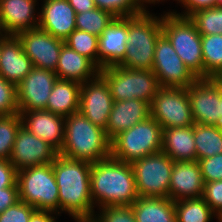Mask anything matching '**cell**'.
I'll list each match as a JSON object with an SVG mask.
<instances>
[{
  "mask_svg": "<svg viewBox=\"0 0 222 222\" xmlns=\"http://www.w3.org/2000/svg\"><path fill=\"white\" fill-rule=\"evenodd\" d=\"M128 17H114L98 40V67L118 65L125 57Z\"/></svg>",
  "mask_w": 222,
  "mask_h": 222,
  "instance_id": "obj_17",
  "label": "cell"
},
{
  "mask_svg": "<svg viewBox=\"0 0 222 222\" xmlns=\"http://www.w3.org/2000/svg\"><path fill=\"white\" fill-rule=\"evenodd\" d=\"M77 222H97L94 217L91 218H75Z\"/></svg>",
  "mask_w": 222,
  "mask_h": 222,
  "instance_id": "obj_46",
  "label": "cell"
},
{
  "mask_svg": "<svg viewBox=\"0 0 222 222\" xmlns=\"http://www.w3.org/2000/svg\"><path fill=\"white\" fill-rule=\"evenodd\" d=\"M3 33H5V32H4L2 25L0 23V38L4 35Z\"/></svg>",
  "mask_w": 222,
  "mask_h": 222,
  "instance_id": "obj_50",
  "label": "cell"
},
{
  "mask_svg": "<svg viewBox=\"0 0 222 222\" xmlns=\"http://www.w3.org/2000/svg\"><path fill=\"white\" fill-rule=\"evenodd\" d=\"M17 182V170L9 160H0V189L12 187Z\"/></svg>",
  "mask_w": 222,
  "mask_h": 222,
  "instance_id": "obj_41",
  "label": "cell"
},
{
  "mask_svg": "<svg viewBox=\"0 0 222 222\" xmlns=\"http://www.w3.org/2000/svg\"><path fill=\"white\" fill-rule=\"evenodd\" d=\"M80 89L81 84L78 82L57 79L45 110L64 117L78 112Z\"/></svg>",
  "mask_w": 222,
  "mask_h": 222,
  "instance_id": "obj_26",
  "label": "cell"
},
{
  "mask_svg": "<svg viewBox=\"0 0 222 222\" xmlns=\"http://www.w3.org/2000/svg\"><path fill=\"white\" fill-rule=\"evenodd\" d=\"M203 78H222V34L201 35Z\"/></svg>",
  "mask_w": 222,
  "mask_h": 222,
  "instance_id": "obj_29",
  "label": "cell"
},
{
  "mask_svg": "<svg viewBox=\"0 0 222 222\" xmlns=\"http://www.w3.org/2000/svg\"><path fill=\"white\" fill-rule=\"evenodd\" d=\"M57 155L58 152L46 141L31 134L21 125L9 161L17 171H20L37 165L50 164Z\"/></svg>",
  "mask_w": 222,
  "mask_h": 222,
  "instance_id": "obj_15",
  "label": "cell"
},
{
  "mask_svg": "<svg viewBox=\"0 0 222 222\" xmlns=\"http://www.w3.org/2000/svg\"><path fill=\"white\" fill-rule=\"evenodd\" d=\"M202 198L218 216L222 212V180L204 183Z\"/></svg>",
  "mask_w": 222,
  "mask_h": 222,
  "instance_id": "obj_40",
  "label": "cell"
},
{
  "mask_svg": "<svg viewBox=\"0 0 222 222\" xmlns=\"http://www.w3.org/2000/svg\"><path fill=\"white\" fill-rule=\"evenodd\" d=\"M162 34V16L160 18L146 11L128 17L127 49L118 66L133 70H152L155 46Z\"/></svg>",
  "mask_w": 222,
  "mask_h": 222,
  "instance_id": "obj_4",
  "label": "cell"
},
{
  "mask_svg": "<svg viewBox=\"0 0 222 222\" xmlns=\"http://www.w3.org/2000/svg\"><path fill=\"white\" fill-rule=\"evenodd\" d=\"M150 116V104L141 99L114 101L105 133L111 140Z\"/></svg>",
  "mask_w": 222,
  "mask_h": 222,
  "instance_id": "obj_23",
  "label": "cell"
},
{
  "mask_svg": "<svg viewBox=\"0 0 222 222\" xmlns=\"http://www.w3.org/2000/svg\"><path fill=\"white\" fill-rule=\"evenodd\" d=\"M19 113L16 86L0 76V116Z\"/></svg>",
  "mask_w": 222,
  "mask_h": 222,
  "instance_id": "obj_36",
  "label": "cell"
},
{
  "mask_svg": "<svg viewBox=\"0 0 222 222\" xmlns=\"http://www.w3.org/2000/svg\"><path fill=\"white\" fill-rule=\"evenodd\" d=\"M19 192L17 183L12 187L0 189V214L8 207L15 205L19 202Z\"/></svg>",
  "mask_w": 222,
  "mask_h": 222,
  "instance_id": "obj_43",
  "label": "cell"
},
{
  "mask_svg": "<svg viewBox=\"0 0 222 222\" xmlns=\"http://www.w3.org/2000/svg\"><path fill=\"white\" fill-rule=\"evenodd\" d=\"M113 103L110 88L100 74L81 84L79 112L94 125L106 128Z\"/></svg>",
  "mask_w": 222,
  "mask_h": 222,
  "instance_id": "obj_14",
  "label": "cell"
},
{
  "mask_svg": "<svg viewBox=\"0 0 222 222\" xmlns=\"http://www.w3.org/2000/svg\"><path fill=\"white\" fill-rule=\"evenodd\" d=\"M100 214L95 217L97 222H136L131 206H105L100 207ZM100 215V216H99Z\"/></svg>",
  "mask_w": 222,
  "mask_h": 222,
  "instance_id": "obj_37",
  "label": "cell"
},
{
  "mask_svg": "<svg viewBox=\"0 0 222 222\" xmlns=\"http://www.w3.org/2000/svg\"><path fill=\"white\" fill-rule=\"evenodd\" d=\"M38 27L65 40L76 29V12L68 0H44Z\"/></svg>",
  "mask_w": 222,
  "mask_h": 222,
  "instance_id": "obj_20",
  "label": "cell"
},
{
  "mask_svg": "<svg viewBox=\"0 0 222 222\" xmlns=\"http://www.w3.org/2000/svg\"><path fill=\"white\" fill-rule=\"evenodd\" d=\"M162 33L177 55L197 78H203L201 35L194 22L185 16L167 12L162 16Z\"/></svg>",
  "mask_w": 222,
  "mask_h": 222,
  "instance_id": "obj_6",
  "label": "cell"
},
{
  "mask_svg": "<svg viewBox=\"0 0 222 222\" xmlns=\"http://www.w3.org/2000/svg\"><path fill=\"white\" fill-rule=\"evenodd\" d=\"M33 68L34 65L25 54L18 37L10 35L2 44L0 76L17 86Z\"/></svg>",
  "mask_w": 222,
  "mask_h": 222,
  "instance_id": "obj_22",
  "label": "cell"
},
{
  "mask_svg": "<svg viewBox=\"0 0 222 222\" xmlns=\"http://www.w3.org/2000/svg\"><path fill=\"white\" fill-rule=\"evenodd\" d=\"M162 149V127L151 116L111 139L110 156L132 163Z\"/></svg>",
  "mask_w": 222,
  "mask_h": 222,
  "instance_id": "obj_5",
  "label": "cell"
},
{
  "mask_svg": "<svg viewBox=\"0 0 222 222\" xmlns=\"http://www.w3.org/2000/svg\"><path fill=\"white\" fill-rule=\"evenodd\" d=\"M204 181L197 160L175 161L171 173L168 198L172 201L203 196Z\"/></svg>",
  "mask_w": 222,
  "mask_h": 222,
  "instance_id": "obj_19",
  "label": "cell"
},
{
  "mask_svg": "<svg viewBox=\"0 0 222 222\" xmlns=\"http://www.w3.org/2000/svg\"><path fill=\"white\" fill-rule=\"evenodd\" d=\"M52 168L58 185L59 214L65 211L73 219L93 217L91 163L58 154L52 162Z\"/></svg>",
  "mask_w": 222,
  "mask_h": 222,
  "instance_id": "obj_1",
  "label": "cell"
},
{
  "mask_svg": "<svg viewBox=\"0 0 222 222\" xmlns=\"http://www.w3.org/2000/svg\"><path fill=\"white\" fill-rule=\"evenodd\" d=\"M114 101L141 99L150 105L160 88L152 70H133L118 65L100 69Z\"/></svg>",
  "mask_w": 222,
  "mask_h": 222,
  "instance_id": "obj_8",
  "label": "cell"
},
{
  "mask_svg": "<svg viewBox=\"0 0 222 222\" xmlns=\"http://www.w3.org/2000/svg\"><path fill=\"white\" fill-rule=\"evenodd\" d=\"M57 79L55 71L34 67L16 86L19 111L46 109L52 87Z\"/></svg>",
  "mask_w": 222,
  "mask_h": 222,
  "instance_id": "obj_16",
  "label": "cell"
},
{
  "mask_svg": "<svg viewBox=\"0 0 222 222\" xmlns=\"http://www.w3.org/2000/svg\"><path fill=\"white\" fill-rule=\"evenodd\" d=\"M189 18L200 35L222 34V6L197 10Z\"/></svg>",
  "mask_w": 222,
  "mask_h": 222,
  "instance_id": "obj_32",
  "label": "cell"
},
{
  "mask_svg": "<svg viewBox=\"0 0 222 222\" xmlns=\"http://www.w3.org/2000/svg\"><path fill=\"white\" fill-rule=\"evenodd\" d=\"M16 36L34 67L56 70L61 48L65 44L64 40L52 36L39 27L22 31Z\"/></svg>",
  "mask_w": 222,
  "mask_h": 222,
  "instance_id": "obj_13",
  "label": "cell"
},
{
  "mask_svg": "<svg viewBox=\"0 0 222 222\" xmlns=\"http://www.w3.org/2000/svg\"><path fill=\"white\" fill-rule=\"evenodd\" d=\"M52 214H57L56 212L49 211V210H35L29 222H56L55 217Z\"/></svg>",
  "mask_w": 222,
  "mask_h": 222,
  "instance_id": "obj_44",
  "label": "cell"
},
{
  "mask_svg": "<svg viewBox=\"0 0 222 222\" xmlns=\"http://www.w3.org/2000/svg\"><path fill=\"white\" fill-rule=\"evenodd\" d=\"M196 160L222 153V127L194 124Z\"/></svg>",
  "mask_w": 222,
  "mask_h": 222,
  "instance_id": "obj_28",
  "label": "cell"
},
{
  "mask_svg": "<svg viewBox=\"0 0 222 222\" xmlns=\"http://www.w3.org/2000/svg\"><path fill=\"white\" fill-rule=\"evenodd\" d=\"M110 142L105 129L94 125L78 111L65 117L64 140L58 154L95 163L110 156Z\"/></svg>",
  "mask_w": 222,
  "mask_h": 222,
  "instance_id": "obj_3",
  "label": "cell"
},
{
  "mask_svg": "<svg viewBox=\"0 0 222 222\" xmlns=\"http://www.w3.org/2000/svg\"><path fill=\"white\" fill-rule=\"evenodd\" d=\"M156 1H157V3L160 2V0H139L140 4H141L143 7H145V6H144V5H145L144 3H146V4H147V3H150V4L153 3V4H155ZM161 1H163V0H161Z\"/></svg>",
  "mask_w": 222,
  "mask_h": 222,
  "instance_id": "obj_48",
  "label": "cell"
},
{
  "mask_svg": "<svg viewBox=\"0 0 222 222\" xmlns=\"http://www.w3.org/2000/svg\"><path fill=\"white\" fill-rule=\"evenodd\" d=\"M174 162L162 151L132 162L138 196L168 198Z\"/></svg>",
  "mask_w": 222,
  "mask_h": 222,
  "instance_id": "obj_9",
  "label": "cell"
},
{
  "mask_svg": "<svg viewBox=\"0 0 222 222\" xmlns=\"http://www.w3.org/2000/svg\"><path fill=\"white\" fill-rule=\"evenodd\" d=\"M131 207L136 222H176L175 201L169 198L138 197Z\"/></svg>",
  "mask_w": 222,
  "mask_h": 222,
  "instance_id": "obj_27",
  "label": "cell"
},
{
  "mask_svg": "<svg viewBox=\"0 0 222 222\" xmlns=\"http://www.w3.org/2000/svg\"><path fill=\"white\" fill-rule=\"evenodd\" d=\"M19 200L36 210H49L59 215V192L52 163L17 171Z\"/></svg>",
  "mask_w": 222,
  "mask_h": 222,
  "instance_id": "obj_7",
  "label": "cell"
},
{
  "mask_svg": "<svg viewBox=\"0 0 222 222\" xmlns=\"http://www.w3.org/2000/svg\"><path fill=\"white\" fill-rule=\"evenodd\" d=\"M152 71L160 87L188 88L197 80L164 34L155 46Z\"/></svg>",
  "mask_w": 222,
  "mask_h": 222,
  "instance_id": "obj_11",
  "label": "cell"
},
{
  "mask_svg": "<svg viewBox=\"0 0 222 222\" xmlns=\"http://www.w3.org/2000/svg\"><path fill=\"white\" fill-rule=\"evenodd\" d=\"M204 183L222 180V153L198 160Z\"/></svg>",
  "mask_w": 222,
  "mask_h": 222,
  "instance_id": "obj_38",
  "label": "cell"
},
{
  "mask_svg": "<svg viewBox=\"0 0 222 222\" xmlns=\"http://www.w3.org/2000/svg\"><path fill=\"white\" fill-rule=\"evenodd\" d=\"M96 8L110 12L114 17H133L146 12L139 0H94Z\"/></svg>",
  "mask_w": 222,
  "mask_h": 222,
  "instance_id": "obj_35",
  "label": "cell"
},
{
  "mask_svg": "<svg viewBox=\"0 0 222 222\" xmlns=\"http://www.w3.org/2000/svg\"><path fill=\"white\" fill-rule=\"evenodd\" d=\"M173 161L196 160L194 125L162 129V149Z\"/></svg>",
  "mask_w": 222,
  "mask_h": 222,
  "instance_id": "obj_25",
  "label": "cell"
},
{
  "mask_svg": "<svg viewBox=\"0 0 222 222\" xmlns=\"http://www.w3.org/2000/svg\"><path fill=\"white\" fill-rule=\"evenodd\" d=\"M183 7L186 8L183 13L171 12L180 16L189 17L192 13L197 10L212 8L217 6V0H177Z\"/></svg>",
  "mask_w": 222,
  "mask_h": 222,
  "instance_id": "obj_42",
  "label": "cell"
},
{
  "mask_svg": "<svg viewBox=\"0 0 222 222\" xmlns=\"http://www.w3.org/2000/svg\"><path fill=\"white\" fill-rule=\"evenodd\" d=\"M55 74L59 80L83 84L97 77L100 74V68L91 59L64 44L61 48Z\"/></svg>",
  "mask_w": 222,
  "mask_h": 222,
  "instance_id": "obj_24",
  "label": "cell"
},
{
  "mask_svg": "<svg viewBox=\"0 0 222 222\" xmlns=\"http://www.w3.org/2000/svg\"><path fill=\"white\" fill-rule=\"evenodd\" d=\"M90 185L92 202L98 208L131 206L139 197L131 164L111 156L91 163Z\"/></svg>",
  "mask_w": 222,
  "mask_h": 222,
  "instance_id": "obj_2",
  "label": "cell"
},
{
  "mask_svg": "<svg viewBox=\"0 0 222 222\" xmlns=\"http://www.w3.org/2000/svg\"><path fill=\"white\" fill-rule=\"evenodd\" d=\"M22 125L19 113L10 116H0V160H9L16 134Z\"/></svg>",
  "mask_w": 222,
  "mask_h": 222,
  "instance_id": "obj_34",
  "label": "cell"
},
{
  "mask_svg": "<svg viewBox=\"0 0 222 222\" xmlns=\"http://www.w3.org/2000/svg\"><path fill=\"white\" fill-rule=\"evenodd\" d=\"M37 0H0V23L8 35L37 28L39 16L35 17Z\"/></svg>",
  "mask_w": 222,
  "mask_h": 222,
  "instance_id": "obj_21",
  "label": "cell"
},
{
  "mask_svg": "<svg viewBox=\"0 0 222 222\" xmlns=\"http://www.w3.org/2000/svg\"><path fill=\"white\" fill-rule=\"evenodd\" d=\"M10 35L4 33V35L0 38V53H1V49H2V44L3 42L9 37Z\"/></svg>",
  "mask_w": 222,
  "mask_h": 222,
  "instance_id": "obj_49",
  "label": "cell"
},
{
  "mask_svg": "<svg viewBox=\"0 0 222 222\" xmlns=\"http://www.w3.org/2000/svg\"><path fill=\"white\" fill-rule=\"evenodd\" d=\"M176 222H210L217 215L202 197L175 201Z\"/></svg>",
  "mask_w": 222,
  "mask_h": 222,
  "instance_id": "obj_30",
  "label": "cell"
},
{
  "mask_svg": "<svg viewBox=\"0 0 222 222\" xmlns=\"http://www.w3.org/2000/svg\"><path fill=\"white\" fill-rule=\"evenodd\" d=\"M220 105H221L220 127H222V79L221 78H220Z\"/></svg>",
  "mask_w": 222,
  "mask_h": 222,
  "instance_id": "obj_47",
  "label": "cell"
},
{
  "mask_svg": "<svg viewBox=\"0 0 222 222\" xmlns=\"http://www.w3.org/2000/svg\"><path fill=\"white\" fill-rule=\"evenodd\" d=\"M219 222H222V212L217 216Z\"/></svg>",
  "mask_w": 222,
  "mask_h": 222,
  "instance_id": "obj_51",
  "label": "cell"
},
{
  "mask_svg": "<svg viewBox=\"0 0 222 222\" xmlns=\"http://www.w3.org/2000/svg\"><path fill=\"white\" fill-rule=\"evenodd\" d=\"M113 18L114 16L110 12L99 8L77 13L76 29L99 37Z\"/></svg>",
  "mask_w": 222,
  "mask_h": 222,
  "instance_id": "obj_31",
  "label": "cell"
},
{
  "mask_svg": "<svg viewBox=\"0 0 222 222\" xmlns=\"http://www.w3.org/2000/svg\"><path fill=\"white\" fill-rule=\"evenodd\" d=\"M22 125L31 134L46 141L58 153L64 140L65 117L47 110L19 111Z\"/></svg>",
  "mask_w": 222,
  "mask_h": 222,
  "instance_id": "obj_18",
  "label": "cell"
},
{
  "mask_svg": "<svg viewBox=\"0 0 222 222\" xmlns=\"http://www.w3.org/2000/svg\"><path fill=\"white\" fill-rule=\"evenodd\" d=\"M217 6H222V0H217Z\"/></svg>",
  "mask_w": 222,
  "mask_h": 222,
  "instance_id": "obj_52",
  "label": "cell"
},
{
  "mask_svg": "<svg viewBox=\"0 0 222 222\" xmlns=\"http://www.w3.org/2000/svg\"><path fill=\"white\" fill-rule=\"evenodd\" d=\"M69 4L77 13H84L86 11L96 8L94 0H68Z\"/></svg>",
  "mask_w": 222,
  "mask_h": 222,
  "instance_id": "obj_45",
  "label": "cell"
},
{
  "mask_svg": "<svg viewBox=\"0 0 222 222\" xmlns=\"http://www.w3.org/2000/svg\"><path fill=\"white\" fill-rule=\"evenodd\" d=\"M98 40L96 35L75 29L64 42L70 49L91 59L98 66Z\"/></svg>",
  "mask_w": 222,
  "mask_h": 222,
  "instance_id": "obj_33",
  "label": "cell"
},
{
  "mask_svg": "<svg viewBox=\"0 0 222 222\" xmlns=\"http://www.w3.org/2000/svg\"><path fill=\"white\" fill-rule=\"evenodd\" d=\"M162 129L194 125L187 88L160 87L150 105Z\"/></svg>",
  "mask_w": 222,
  "mask_h": 222,
  "instance_id": "obj_10",
  "label": "cell"
},
{
  "mask_svg": "<svg viewBox=\"0 0 222 222\" xmlns=\"http://www.w3.org/2000/svg\"><path fill=\"white\" fill-rule=\"evenodd\" d=\"M187 92L194 123L220 126V78H199Z\"/></svg>",
  "mask_w": 222,
  "mask_h": 222,
  "instance_id": "obj_12",
  "label": "cell"
},
{
  "mask_svg": "<svg viewBox=\"0 0 222 222\" xmlns=\"http://www.w3.org/2000/svg\"><path fill=\"white\" fill-rule=\"evenodd\" d=\"M35 210L31 205L19 201L0 214V222H29Z\"/></svg>",
  "mask_w": 222,
  "mask_h": 222,
  "instance_id": "obj_39",
  "label": "cell"
}]
</instances>
